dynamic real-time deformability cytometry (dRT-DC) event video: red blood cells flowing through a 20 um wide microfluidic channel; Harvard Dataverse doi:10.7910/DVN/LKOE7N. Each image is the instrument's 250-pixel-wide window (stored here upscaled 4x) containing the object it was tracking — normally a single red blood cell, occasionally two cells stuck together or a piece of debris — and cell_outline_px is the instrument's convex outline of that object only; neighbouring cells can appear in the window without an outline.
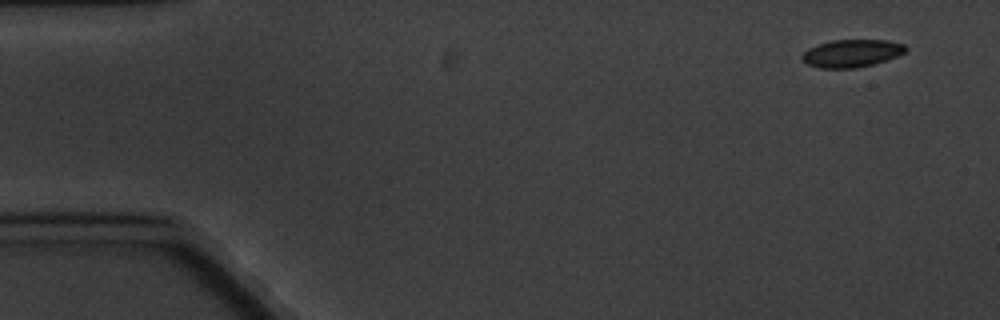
{"species": "common noctule bat (a hibernating species)", "species_latin": "Nyctalus noctula", "temperature_condition": "cold", "stored_images_in_passage": 5, "camera_frame_rate_fps": 3000, "um_per_image_px": 0.085, "animal": {"sex": "male", "body_mass_g": 20.1, "forearm_length_mm": 53.5}, "frame": {"image": 1, "passage_image": 1, "time_ms": 0.0, "image_size_px": [1000, 320], "cell_outline_px": [[908, 48], [904, 52], [896, 56], [872, 64], [856, 68], [820, 68], [808, 64], [800, 60], [800, 56], [808, 48], [816, 44], [832, 40], [888, 40], [904, 44]], "centroid_in_image_um": [72.34, 4.52], "position_along_channel_um": 12.7, "area_um2": 16.7}}
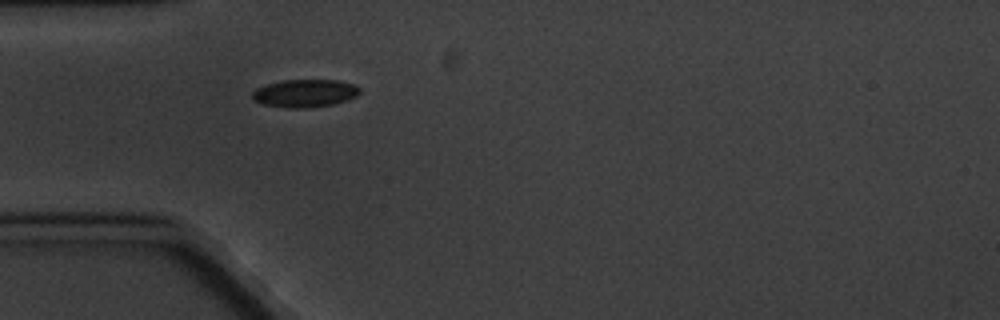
{"frame": {"image": 2, "passage_image": 5, "time_ms": 4.667, "image_size_px": [1000, 320], "cell_outline_px": [[360, 92], [356, 96], [348, 100], [332, 104], [308, 108], [288, 108], [264, 104], [256, 100], [252, 96], [252, 92], [256, 88], [268, 84], [284, 80], [336, 80], [352, 84], [360, 88]], "centroid_in_image_um": [25.93, 7.93], "position_along_channel_um": 59.1, "area_um2": 17.22}}